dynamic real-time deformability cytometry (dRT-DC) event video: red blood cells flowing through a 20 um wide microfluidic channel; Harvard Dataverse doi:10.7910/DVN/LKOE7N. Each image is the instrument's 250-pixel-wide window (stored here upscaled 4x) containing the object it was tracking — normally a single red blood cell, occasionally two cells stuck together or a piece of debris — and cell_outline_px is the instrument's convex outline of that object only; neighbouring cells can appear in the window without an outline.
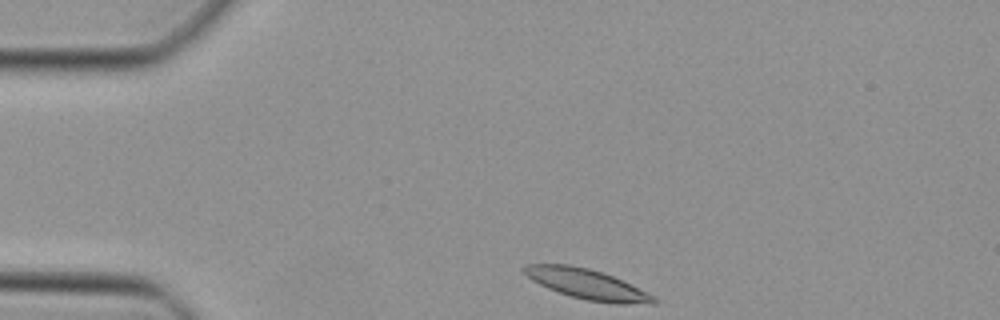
{"species": "Egyptian fruit bat (a non-hibernating species)", "species_latin": "Rousettus aegyptiacus", "temperature_condition": "cold", "stored_images_in_passage": 39, "camera_frame_rate_fps": 3000, "um_per_image_px": 0.085, "animal": {"sex": "female"}, "frame": {"image": 1, "passage_image": 1, "time_ms": 0.0, "image_size_px": [1000, 320], "cell_outline_px": [[660, 300], [656, 304], [612, 304], [588, 300], [572, 296], [548, 288], [532, 280], [520, 268], [524, 264], [568, 264], [588, 268], [604, 272], [656, 296]], "centroid_in_image_um": [49.95, 24.15], "position_along_channel_um": 35.1, "area_um2": 22.83}}
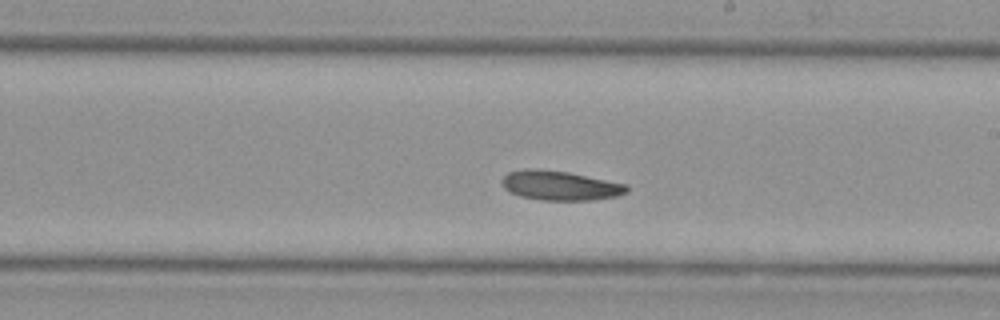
{"frame": {"image": 2, "passage_image": 19, "time_ms": 6.0, "image_size_px": [1000, 320], "cell_outline_px": [[628, 192], [616, 196], [596, 200], [540, 200], [520, 196], [504, 188], [500, 180], [508, 172], [528, 168], [536, 168], [568, 172], [628, 184]], "centroid_in_image_um": [47.61, 15.77], "position_along_channel_um": 241.4, "area_um2": 21.56}}
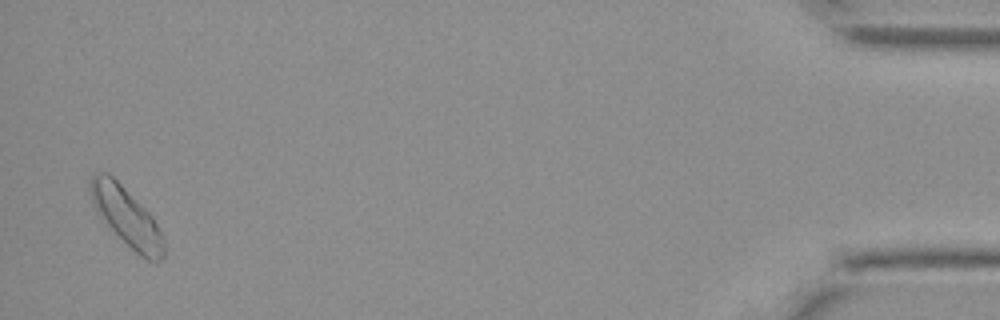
{"frame": {"image": 3, "passage_image": 38, "time_ms": 12.333, "image_size_px": [1000, 320], "cell_outline_px": [[164, 260], [156, 264], [140, 256], [96, 212], [92, 204], [88, 184], [92, 176], [96, 172], [108, 172], [152, 216], [164, 240]], "centroid_in_image_um": [10.75, 18.43], "position_along_channel_um": 424.4, "area_um2": 24.62}}